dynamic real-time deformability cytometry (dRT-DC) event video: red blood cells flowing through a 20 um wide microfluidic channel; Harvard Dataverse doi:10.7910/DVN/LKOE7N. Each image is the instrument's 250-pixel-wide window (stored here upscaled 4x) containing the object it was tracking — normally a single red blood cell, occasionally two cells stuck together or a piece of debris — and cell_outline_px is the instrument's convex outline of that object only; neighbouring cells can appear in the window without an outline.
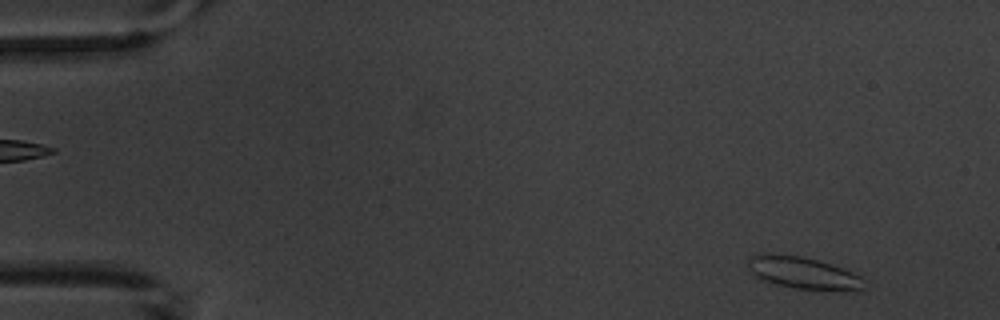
{"species": "common noctule bat (a hibernating species)", "species_latin": "Nyctalus noctula", "temperature_condition": "warm", "stored_images_in_passage": 2, "camera_frame_rate_fps": 3000, "um_per_image_px": 0.085, "animal": {"sex": "male", "body_mass_g": 20.1, "forearm_length_mm": 53.5}, "frame": {"image": 1, "passage_image": 2, "time_ms": 1.333, "image_size_px": [1000, 320], "cell_outline_px": [[864, 288], [860, 292], [796, 288], [776, 284], [764, 280], [756, 276], [752, 272], [748, 264], [748, 256], [764, 252], [768, 252], [800, 256], [816, 260], [852, 272], [860, 276]], "centroid_in_image_um": [68.25, 23.19], "position_along_channel_um": 16.8, "area_um2": 21.62}}